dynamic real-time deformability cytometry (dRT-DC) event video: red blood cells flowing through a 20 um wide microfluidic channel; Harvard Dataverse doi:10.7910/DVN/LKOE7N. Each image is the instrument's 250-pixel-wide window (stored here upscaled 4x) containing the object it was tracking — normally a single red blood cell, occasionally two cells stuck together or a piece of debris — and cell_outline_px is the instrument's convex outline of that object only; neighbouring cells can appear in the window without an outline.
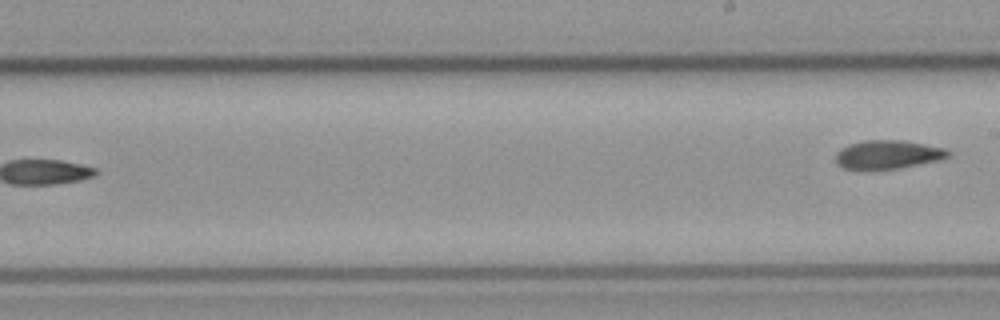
{"species": "common noctule bat (a hibernating species)", "species_latin": "Nyctalus noctula", "temperature_condition": "cold", "stored_images_in_passage": 9, "segment_of_instrument_passage": [2, 2], "camera_frame_rate_fps": 3000, "um_per_image_px": 0.085, "animal": {"sex": "male", "body_mass_g": 23.1, "forearm_length_mm": 52.7}, "frame": {"image": 1, "passage_image": 9, "time_ms": 10.667, "image_size_px": [1000, 320], "cell_outline_px": [[952, 152], [948, 156], [940, 160], [896, 168], [864, 172], [844, 168], [836, 164], [836, 152], [840, 148], [848, 144], [864, 140], [904, 140], [944, 148]], "centroid_in_image_um": [75.39, 13.16], "position_along_channel_um": 213.6, "area_um2": 19.25}}